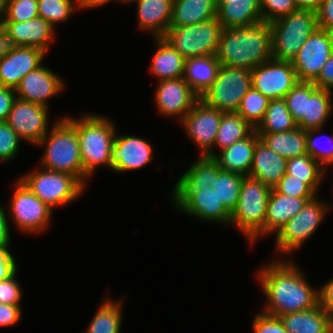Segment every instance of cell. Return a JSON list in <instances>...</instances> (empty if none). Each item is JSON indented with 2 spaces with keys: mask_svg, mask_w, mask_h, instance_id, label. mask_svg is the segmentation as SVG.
I'll list each match as a JSON object with an SVG mask.
<instances>
[{
  "mask_svg": "<svg viewBox=\"0 0 333 333\" xmlns=\"http://www.w3.org/2000/svg\"><path fill=\"white\" fill-rule=\"evenodd\" d=\"M318 295L319 305L327 312L333 323V278L318 289Z\"/></svg>",
  "mask_w": 333,
  "mask_h": 333,
  "instance_id": "obj_53",
  "label": "cell"
},
{
  "mask_svg": "<svg viewBox=\"0 0 333 333\" xmlns=\"http://www.w3.org/2000/svg\"><path fill=\"white\" fill-rule=\"evenodd\" d=\"M322 0H293L297 9L311 10L317 12Z\"/></svg>",
  "mask_w": 333,
  "mask_h": 333,
  "instance_id": "obj_56",
  "label": "cell"
},
{
  "mask_svg": "<svg viewBox=\"0 0 333 333\" xmlns=\"http://www.w3.org/2000/svg\"><path fill=\"white\" fill-rule=\"evenodd\" d=\"M313 83L318 89L333 90V52Z\"/></svg>",
  "mask_w": 333,
  "mask_h": 333,
  "instance_id": "obj_54",
  "label": "cell"
},
{
  "mask_svg": "<svg viewBox=\"0 0 333 333\" xmlns=\"http://www.w3.org/2000/svg\"><path fill=\"white\" fill-rule=\"evenodd\" d=\"M8 217L9 215H6L5 209L0 203V248L10 246L11 237Z\"/></svg>",
  "mask_w": 333,
  "mask_h": 333,
  "instance_id": "obj_55",
  "label": "cell"
},
{
  "mask_svg": "<svg viewBox=\"0 0 333 333\" xmlns=\"http://www.w3.org/2000/svg\"><path fill=\"white\" fill-rule=\"evenodd\" d=\"M297 123L287 108L284 98L269 100L262 122L255 129L257 133H278L294 130Z\"/></svg>",
  "mask_w": 333,
  "mask_h": 333,
  "instance_id": "obj_36",
  "label": "cell"
},
{
  "mask_svg": "<svg viewBox=\"0 0 333 333\" xmlns=\"http://www.w3.org/2000/svg\"><path fill=\"white\" fill-rule=\"evenodd\" d=\"M288 333H333V323L319 303L308 310L279 316Z\"/></svg>",
  "mask_w": 333,
  "mask_h": 333,
  "instance_id": "obj_29",
  "label": "cell"
},
{
  "mask_svg": "<svg viewBox=\"0 0 333 333\" xmlns=\"http://www.w3.org/2000/svg\"><path fill=\"white\" fill-rule=\"evenodd\" d=\"M153 151L147 139L117 134L111 151V171L124 173L139 170L153 161Z\"/></svg>",
  "mask_w": 333,
  "mask_h": 333,
  "instance_id": "obj_18",
  "label": "cell"
},
{
  "mask_svg": "<svg viewBox=\"0 0 333 333\" xmlns=\"http://www.w3.org/2000/svg\"><path fill=\"white\" fill-rule=\"evenodd\" d=\"M222 24L216 18L189 26L169 27L163 37L185 59L216 55Z\"/></svg>",
  "mask_w": 333,
  "mask_h": 333,
  "instance_id": "obj_8",
  "label": "cell"
},
{
  "mask_svg": "<svg viewBox=\"0 0 333 333\" xmlns=\"http://www.w3.org/2000/svg\"><path fill=\"white\" fill-rule=\"evenodd\" d=\"M8 0H0V17L4 14Z\"/></svg>",
  "mask_w": 333,
  "mask_h": 333,
  "instance_id": "obj_59",
  "label": "cell"
},
{
  "mask_svg": "<svg viewBox=\"0 0 333 333\" xmlns=\"http://www.w3.org/2000/svg\"><path fill=\"white\" fill-rule=\"evenodd\" d=\"M16 99L15 89L0 85V121L7 120Z\"/></svg>",
  "mask_w": 333,
  "mask_h": 333,
  "instance_id": "obj_52",
  "label": "cell"
},
{
  "mask_svg": "<svg viewBox=\"0 0 333 333\" xmlns=\"http://www.w3.org/2000/svg\"><path fill=\"white\" fill-rule=\"evenodd\" d=\"M22 315L21 305L0 303V326L11 327L19 322Z\"/></svg>",
  "mask_w": 333,
  "mask_h": 333,
  "instance_id": "obj_51",
  "label": "cell"
},
{
  "mask_svg": "<svg viewBox=\"0 0 333 333\" xmlns=\"http://www.w3.org/2000/svg\"><path fill=\"white\" fill-rule=\"evenodd\" d=\"M325 172L326 170L308 154L287 159L286 174L297 179H305V183L316 194L326 175Z\"/></svg>",
  "mask_w": 333,
  "mask_h": 333,
  "instance_id": "obj_37",
  "label": "cell"
},
{
  "mask_svg": "<svg viewBox=\"0 0 333 333\" xmlns=\"http://www.w3.org/2000/svg\"><path fill=\"white\" fill-rule=\"evenodd\" d=\"M315 197H290L276 193L273 189L269 195L265 216V236L277 234L282 227L296 216Z\"/></svg>",
  "mask_w": 333,
  "mask_h": 333,
  "instance_id": "obj_23",
  "label": "cell"
},
{
  "mask_svg": "<svg viewBox=\"0 0 333 333\" xmlns=\"http://www.w3.org/2000/svg\"><path fill=\"white\" fill-rule=\"evenodd\" d=\"M154 92L156 109L161 115L177 117L180 121L200 98L182 78L158 82Z\"/></svg>",
  "mask_w": 333,
  "mask_h": 333,
  "instance_id": "obj_17",
  "label": "cell"
},
{
  "mask_svg": "<svg viewBox=\"0 0 333 333\" xmlns=\"http://www.w3.org/2000/svg\"><path fill=\"white\" fill-rule=\"evenodd\" d=\"M244 176L238 173L222 170L219 167V175L211 186L216 192L219 200L232 213L235 209Z\"/></svg>",
  "mask_w": 333,
  "mask_h": 333,
  "instance_id": "obj_38",
  "label": "cell"
},
{
  "mask_svg": "<svg viewBox=\"0 0 333 333\" xmlns=\"http://www.w3.org/2000/svg\"><path fill=\"white\" fill-rule=\"evenodd\" d=\"M79 4V9H91V8H96L99 6H103L104 4H107L111 2V0H77ZM118 2L120 1L121 3H127L128 0H117Z\"/></svg>",
  "mask_w": 333,
  "mask_h": 333,
  "instance_id": "obj_57",
  "label": "cell"
},
{
  "mask_svg": "<svg viewBox=\"0 0 333 333\" xmlns=\"http://www.w3.org/2000/svg\"><path fill=\"white\" fill-rule=\"evenodd\" d=\"M136 2L139 27L154 38L164 37L172 20L173 0H128Z\"/></svg>",
  "mask_w": 333,
  "mask_h": 333,
  "instance_id": "obj_22",
  "label": "cell"
},
{
  "mask_svg": "<svg viewBox=\"0 0 333 333\" xmlns=\"http://www.w3.org/2000/svg\"><path fill=\"white\" fill-rule=\"evenodd\" d=\"M257 134L262 142L285 159L307 154L306 131L299 127L285 132Z\"/></svg>",
  "mask_w": 333,
  "mask_h": 333,
  "instance_id": "obj_33",
  "label": "cell"
},
{
  "mask_svg": "<svg viewBox=\"0 0 333 333\" xmlns=\"http://www.w3.org/2000/svg\"><path fill=\"white\" fill-rule=\"evenodd\" d=\"M332 92L318 89L313 82H306L305 113L297 123V127L305 131L324 128L333 111Z\"/></svg>",
  "mask_w": 333,
  "mask_h": 333,
  "instance_id": "obj_26",
  "label": "cell"
},
{
  "mask_svg": "<svg viewBox=\"0 0 333 333\" xmlns=\"http://www.w3.org/2000/svg\"><path fill=\"white\" fill-rule=\"evenodd\" d=\"M252 87L269 100L285 98L299 82L292 62L270 59L251 70Z\"/></svg>",
  "mask_w": 333,
  "mask_h": 333,
  "instance_id": "obj_14",
  "label": "cell"
},
{
  "mask_svg": "<svg viewBox=\"0 0 333 333\" xmlns=\"http://www.w3.org/2000/svg\"><path fill=\"white\" fill-rule=\"evenodd\" d=\"M286 164L287 159L259 140L254 150L249 176L273 188L286 174Z\"/></svg>",
  "mask_w": 333,
  "mask_h": 333,
  "instance_id": "obj_27",
  "label": "cell"
},
{
  "mask_svg": "<svg viewBox=\"0 0 333 333\" xmlns=\"http://www.w3.org/2000/svg\"><path fill=\"white\" fill-rule=\"evenodd\" d=\"M254 333H288L279 317L259 312L253 322Z\"/></svg>",
  "mask_w": 333,
  "mask_h": 333,
  "instance_id": "obj_48",
  "label": "cell"
},
{
  "mask_svg": "<svg viewBox=\"0 0 333 333\" xmlns=\"http://www.w3.org/2000/svg\"><path fill=\"white\" fill-rule=\"evenodd\" d=\"M8 247L0 248V281L8 279L18 271L17 262Z\"/></svg>",
  "mask_w": 333,
  "mask_h": 333,
  "instance_id": "obj_50",
  "label": "cell"
},
{
  "mask_svg": "<svg viewBox=\"0 0 333 333\" xmlns=\"http://www.w3.org/2000/svg\"><path fill=\"white\" fill-rule=\"evenodd\" d=\"M332 52L333 34L317 28L292 60L298 80L300 82H314Z\"/></svg>",
  "mask_w": 333,
  "mask_h": 333,
  "instance_id": "obj_13",
  "label": "cell"
},
{
  "mask_svg": "<svg viewBox=\"0 0 333 333\" xmlns=\"http://www.w3.org/2000/svg\"><path fill=\"white\" fill-rule=\"evenodd\" d=\"M0 24L5 29L11 46L37 47L47 53L49 44L55 38L54 27L39 16L24 22L0 21Z\"/></svg>",
  "mask_w": 333,
  "mask_h": 333,
  "instance_id": "obj_21",
  "label": "cell"
},
{
  "mask_svg": "<svg viewBox=\"0 0 333 333\" xmlns=\"http://www.w3.org/2000/svg\"><path fill=\"white\" fill-rule=\"evenodd\" d=\"M272 188L250 176H244L238 203L230 224L254 243L265 235V216Z\"/></svg>",
  "mask_w": 333,
  "mask_h": 333,
  "instance_id": "obj_5",
  "label": "cell"
},
{
  "mask_svg": "<svg viewBox=\"0 0 333 333\" xmlns=\"http://www.w3.org/2000/svg\"><path fill=\"white\" fill-rule=\"evenodd\" d=\"M50 131V132H49ZM39 141L45 145L41 158L43 168L75 176L84 185V171L76 118L66 115L57 118L51 130Z\"/></svg>",
  "mask_w": 333,
  "mask_h": 333,
  "instance_id": "obj_3",
  "label": "cell"
},
{
  "mask_svg": "<svg viewBox=\"0 0 333 333\" xmlns=\"http://www.w3.org/2000/svg\"><path fill=\"white\" fill-rule=\"evenodd\" d=\"M215 5L223 28L251 26L263 21L260 0H215Z\"/></svg>",
  "mask_w": 333,
  "mask_h": 333,
  "instance_id": "obj_24",
  "label": "cell"
},
{
  "mask_svg": "<svg viewBox=\"0 0 333 333\" xmlns=\"http://www.w3.org/2000/svg\"><path fill=\"white\" fill-rule=\"evenodd\" d=\"M154 42L157 48L150 65L152 75L158 81L184 77L186 59L163 37L154 38Z\"/></svg>",
  "mask_w": 333,
  "mask_h": 333,
  "instance_id": "obj_30",
  "label": "cell"
},
{
  "mask_svg": "<svg viewBox=\"0 0 333 333\" xmlns=\"http://www.w3.org/2000/svg\"><path fill=\"white\" fill-rule=\"evenodd\" d=\"M22 139L6 121H0V162L12 161L19 151Z\"/></svg>",
  "mask_w": 333,
  "mask_h": 333,
  "instance_id": "obj_42",
  "label": "cell"
},
{
  "mask_svg": "<svg viewBox=\"0 0 333 333\" xmlns=\"http://www.w3.org/2000/svg\"><path fill=\"white\" fill-rule=\"evenodd\" d=\"M218 175V163L213 158L200 156L181 175L177 184L173 187L171 199L174 202L175 209L181 211L202 188L211 187Z\"/></svg>",
  "mask_w": 333,
  "mask_h": 333,
  "instance_id": "obj_15",
  "label": "cell"
},
{
  "mask_svg": "<svg viewBox=\"0 0 333 333\" xmlns=\"http://www.w3.org/2000/svg\"><path fill=\"white\" fill-rule=\"evenodd\" d=\"M319 200L316 196L308 201L304 208L276 234L275 245L279 254H286L287 257L315 233L331 207Z\"/></svg>",
  "mask_w": 333,
  "mask_h": 333,
  "instance_id": "obj_10",
  "label": "cell"
},
{
  "mask_svg": "<svg viewBox=\"0 0 333 333\" xmlns=\"http://www.w3.org/2000/svg\"><path fill=\"white\" fill-rule=\"evenodd\" d=\"M76 131L84 171V186L98 166L111 168V151L116 136L113 122L102 115L85 114L76 119ZM116 131V132H115Z\"/></svg>",
  "mask_w": 333,
  "mask_h": 333,
  "instance_id": "obj_4",
  "label": "cell"
},
{
  "mask_svg": "<svg viewBox=\"0 0 333 333\" xmlns=\"http://www.w3.org/2000/svg\"><path fill=\"white\" fill-rule=\"evenodd\" d=\"M254 130L255 128L237 112H223L214 147H219L222 151L248 137Z\"/></svg>",
  "mask_w": 333,
  "mask_h": 333,
  "instance_id": "obj_35",
  "label": "cell"
},
{
  "mask_svg": "<svg viewBox=\"0 0 333 333\" xmlns=\"http://www.w3.org/2000/svg\"><path fill=\"white\" fill-rule=\"evenodd\" d=\"M38 16V0H8L0 21L24 22Z\"/></svg>",
  "mask_w": 333,
  "mask_h": 333,
  "instance_id": "obj_41",
  "label": "cell"
},
{
  "mask_svg": "<svg viewBox=\"0 0 333 333\" xmlns=\"http://www.w3.org/2000/svg\"><path fill=\"white\" fill-rule=\"evenodd\" d=\"M17 271L6 280L0 281V303L21 305L22 289L16 280Z\"/></svg>",
  "mask_w": 333,
  "mask_h": 333,
  "instance_id": "obj_47",
  "label": "cell"
},
{
  "mask_svg": "<svg viewBox=\"0 0 333 333\" xmlns=\"http://www.w3.org/2000/svg\"><path fill=\"white\" fill-rule=\"evenodd\" d=\"M11 43L5 29L0 24V60L8 53Z\"/></svg>",
  "mask_w": 333,
  "mask_h": 333,
  "instance_id": "obj_58",
  "label": "cell"
},
{
  "mask_svg": "<svg viewBox=\"0 0 333 333\" xmlns=\"http://www.w3.org/2000/svg\"><path fill=\"white\" fill-rule=\"evenodd\" d=\"M216 57L219 64L250 70L273 59L270 23L223 28Z\"/></svg>",
  "mask_w": 333,
  "mask_h": 333,
  "instance_id": "obj_2",
  "label": "cell"
},
{
  "mask_svg": "<svg viewBox=\"0 0 333 333\" xmlns=\"http://www.w3.org/2000/svg\"><path fill=\"white\" fill-rule=\"evenodd\" d=\"M259 135L254 130L248 137L216 153L213 159L222 170L249 176L253 164L254 150Z\"/></svg>",
  "mask_w": 333,
  "mask_h": 333,
  "instance_id": "obj_25",
  "label": "cell"
},
{
  "mask_svg": "<svg viewBox=\"0 0 333 333\" xmlns=\"http://www.w3.org/2000/svg\"><path fill=\"white\" fill-rule=\"evenodd\" d=\"M45 55L37 47L11 46L0 60V85L16 89L24 76L42 65Z\"/></svg>",
  "mask_w": 333,
  "mask_h": 333,
  "instance_id": "obj_19",
  "label": "cell"
},
{
  "mask_svg": "<svg viewBox=\"0 0 333 333\" xmlns=\"http://www.w3.org/2000/svg\"><path fill=\"white\" fill-rule=\"evenodd\" d=\"M222 114L223 111L208 106L199 98L185 117L178 121L187 137L202 151L200 156L213 158L216 155L213 149Z\"/></svg>",
  "mask_w": 333,
  "mask_h": 333,
  "instance_id": "obj_12",
  "label": "cell"
},
{
  "mask_svg": "<svg viewBox=\"0 0 333 333\" xmlns=\"http://www.w3.org/2000/svg\"><path fill=\"white\" fill-rule=\"evenodd\" d=\"M62 79L50 68L41 65L22 78L15 89L17 98L48 108V100L65 89Z\"/></svg>",
  "mask_w": 333,
  "mask_h": 333,
  "instance_id": "obj_20",
  "label": "cell"
},
{
  "mask_svg": "<svg viewBox=\"0 0 333 333\" xmlns=\"http://www.w3.org/2000/svg\"><path fill=\"white\" fill-rule=\"evenodd\" d=\"M48 111L47 107L17 98L6 122L22 140L38 145L49 131Z\"/></svg>",
  "mask_w": 333,
  "mask_h": 333,
  "instance_id": "obj_16",
  "label": "cell"
},
{
  "mask_svg": "<svg viewBox=\"0 0 333 333\" xmlns=\"http://www.w3.org/2000/svg\"><path fill=\"white\" fill-rule=\"evenodd\" d=\"M285 259L263 265L256 274L267 299L262 312L270 316L308 310L319 303L318 290L309 284L293 260Z\"/></svg>",
  "mask_w": 333,
  "mask_h": 333,
  "instance_id": "obj_1",
  "label": "cell"
},
{
  "mask_svg": "<svg viewBox=\"0 0 333 333\" xmlns=\"http://www.w3.org/2000/svg\"><path fill=\"white\" fill-rule=\"evenodd\" d=\"M219 67L216 55L186 59L184 80L201 97L215 80Z\"/></svg>",
  "mask_w": 333,
  "mask_h": 333,
  "instance_id": "obj_32",
  "label": "cell"
},
{
  "mask_svg": "<svg viewBox=\"0 0 333 333\" xmlns=\"http://www.w3.org/2000/svg\"><path fill=\"white\" fill-rule=\"evenodd\" d=\"M273 59L290 61L318 28L316 12L297 9L270 22Z\"/></svg>",
  "mask_w": 333,
  "mask_h": 333,
  "instance_id": "obj_6",
  "label": "cell"
},
{
  "mask_svg": "<svg viewBox=\"0 0 333 333\" xmlns=\"http://www.w3.org/2000/svg\"><path fill=\"white\" fill-rule=\"evenodd\" d=\"M16 181L9 205L12 223L26 234L44 232L50 225L53 210L34 195L19 179Z\"/></svg>",
  "mask_w": 333,
  "mask_h": 333,
  "instance_id": "obj_11",
  "label": "cell"
},
{
  "mask_svg": "<svg viewBox=\"0 0 333 333\" xmlns=\"http://www.w3.org/2000/svg\"><path fill=\"white\" fill-rule=\"evenodd\" d=\"M316 15L318 28L333 34V0H322Z\"/></svg>",
  "mask_w": 333,
  "mask_h": 333,
  "instance_id": "obj_49",
  "label": "cell"
},
{
  "mask_svg": "<svg viewBox=\"0 0 333 333\" xmlns=\"http://www.w3.org/2000/svg\"><path fill=\"white\" fill-rule=\"evenodd\" d=\"M276 193L290 197H316V193L305 183V179H297L285 174L272 188Z\"/></svg>",
  "mask_w": 333,
  "mask_h": 333,
  "instance_id": "obj_44",
  "label": "cell"
},
{
  "mask_svg": "<svg viewBox=\"0 0 333 333\" xmlns=\"http://www.w3.org/2000/svg\"><path fill=\"white\" fill-rule=\"evenodd\" d=\"M251 87L250 69L220 64L215 80L200 99L217 110L236 112Z\"/></svg>",
  "mask_w": 333,
  "mask_h": 333,
  "instance_id": "obj_9",
  "label": "cell"
},
{
  "mask_svg": "<svg viewBox=\"0 0 333 333\" xmlns=\"http://www.w3.org/2000/svg\"><path fill=\"white\" fill-rule=\"evenodd\" d=\"M52 210L80 198L86 188L75 176L46 168L25 173L19 179Z\"/></svg>",
  "mask_w": 333,
  "mask_h": 333,
  "instance_id": "obj_7",
  "label": "cell"
},
{
  "mask_svg": "<svg viewBox=\"0 0 333 333\" xmlns=\"http://www.w3.org/2000/svg\"><path fill=\"white\" fill-rule=\"evenodd\" d=\"M202 221L230 224L231 212L219 200L212 187H205L181 210Z\"/></svg>",
  "mask_w": 333,
  "mask_h": 333,
  "instance_id": "obj_28",
  "label": "cell"
},
{
  "mask_svg": "<svg viewBox=\"0 0 333 333\" xmlns=\"http://www.w3.org/2000/svg\"><path fill=\"white\" fill-rule=\"evenodd\" d=\"M216 17L215 0H173L170 27L189 26Z\"/></svg>",
  "mask_w": 333,
  "mask_h": 333,
  "instance_id": "obj_31",
  "label": "cell"
},
{
  "mask_svg": "<svg viewBox=\"0 0 333 333\" xmlns=\"http://www.w3.org/2000/svg\"><path fill=\"white\" fill-rule=\"evenodd\" d=\"M123 301L105 296L85 333H121Z\"/></svg>",
  "mask_w": 333,
  "mask_h": 333,
  "instance_id": "obj_34",
  "label": "cell"
},
{
  "mask_svg": "<svg viewBox=\"0 0 333 333\" xmlns=\"http://www.w3.org/2000/svg\"><path fill=\"white\" fill-rule=\"evenodd\" d=\"M287 108L294 121L298 123L305 113L306 82H298L285 96Z\"/></svg>",
  "mask_w": 333,
  "mask_h": 333,
  "instance_id": "obj_46",
  "label": "cell"
},
{
  "mask_svg": "<svg viewBox=\"0 0 333 333\" xmlns=\"http://www.w3.org/2000/svg\"><path fill=\"white\" fill-rule=\"evenodd\" d=\"M262 20L272 22L297 10L293 0H260Z\"/></svg>",
  "mask_w": 333,
  "mask_h": 333,
  "instance_id": "obj_45",
  "label": "cell"
},
{
  "mask_svg": "<svg viewBox=\"0 0 333 333\" xmlns=\"http://www.w3.org/2000/svg\"><path fill=\"white\" fill-rule=\"evenodd\" d=\"M75 10H79L78 1L38 0V16L47 20L54 28L57 23L69 20Z\"/></svg>",
  "mask_w": 333,
  "mask_h": 333,
  "instance_id": "obj_40",
  "label": "cell"
},
{
  "mask_svg": "<svg viewBox=\"0 0 333 333\" xmlns=\"http://www.w3.org/2000/svg\"><path fill=\"white\" fill-rule=\"evenodd\" d=\"M322 128L306 130V146L307 154L310 155L316 162H318L325 170L328 165H333V135L331 138V145L328 149H319L317 143L319 141L317 133L319 134Z\"/></svg>",
  "mask_w": 333,
  "mask_h": 333,
  "instance_id": "obj_43",
  "label": "cell"
},
{
  "mask_svg": "<svg viewBox=\"0 0 333 333\" xmlns=\"http://www.w3.org/2000/svg\"><path fill=\"white\" fill-rule=\"evenodd\" d=\"M268 103V98L251 87L242 98L241 104L236 112L256 129L264 118Z\"/></svg>",
  "mask_w": 333,
  "mask_h": 333,
  "instance_id": "obj_39",
  "label": "cell"
}]
</instances>
